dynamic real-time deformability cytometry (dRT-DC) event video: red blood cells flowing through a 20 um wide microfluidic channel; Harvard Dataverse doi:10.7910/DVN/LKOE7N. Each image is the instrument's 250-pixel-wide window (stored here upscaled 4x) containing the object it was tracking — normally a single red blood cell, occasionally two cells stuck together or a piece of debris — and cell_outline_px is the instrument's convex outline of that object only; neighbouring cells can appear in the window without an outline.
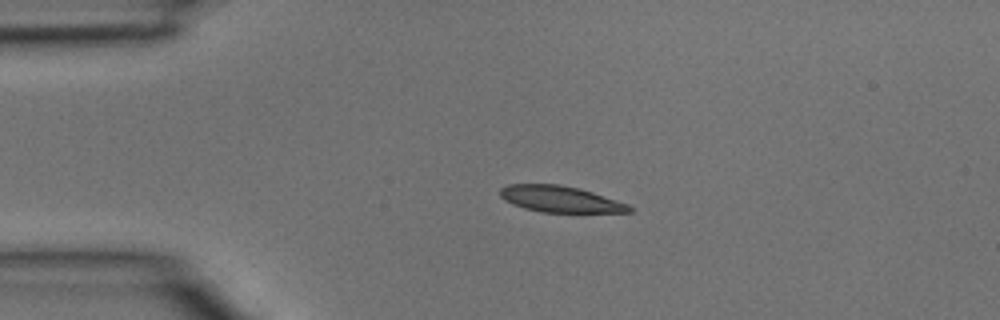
{"species": "common noctule bat (a hibernating species)", "species_latin": "Nyctalus noctula", "temperature_condition": "room temperature", "stored_images_in_passage": 3, "camera_frame_rate_fps": 3000, "um_per_image_px": 0.085, "animal": {"sex": "male", "body_mass_g": 15.6}, "frame": {"image": 1, "passage_image": 2, "time_ms": 0.333, "image_size_px": [1000, 320], "cell_outline_px": [[632, 212], [540, 212], [524, 208], [512, 204], [504, 200], [500, 196], [500, 188], [508, 184], [560, 184], [580, 188], [628, 204], [632, 208]], "centroid_in_image_um": [47.58, 16.92], "position_along_channel_um": 37.4, "area_um2": 19.77}}